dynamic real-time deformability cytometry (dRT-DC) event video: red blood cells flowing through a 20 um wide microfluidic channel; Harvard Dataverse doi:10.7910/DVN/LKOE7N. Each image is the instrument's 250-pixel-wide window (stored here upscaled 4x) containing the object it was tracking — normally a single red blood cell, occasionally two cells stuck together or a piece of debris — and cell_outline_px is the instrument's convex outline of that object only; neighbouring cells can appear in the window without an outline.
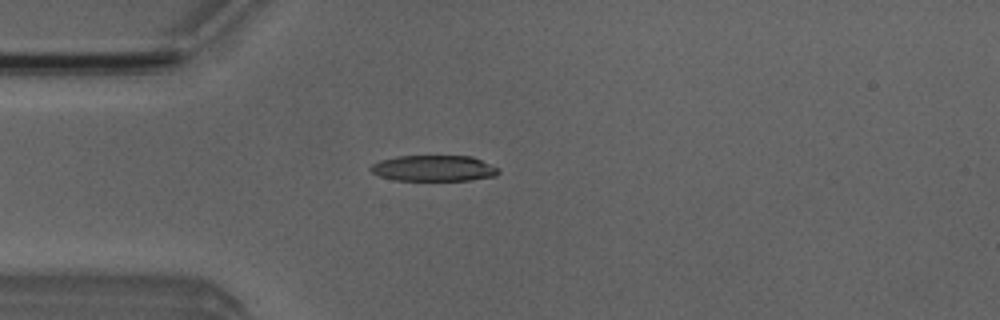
{"species": "Egyptian fruit bat (a non-hibernating species)", "species_latin": "Rousettus aegyptiacus", "temperature_condition": "room temperature", "stored_images_in_passage": 5, "camera_frame_rate_fps": 3000, "um_per_image_px": 0.085, "animal": {"sex": "male"}, "frame": {"image": 1, "passage_image": 4, "time_ms": 3.667, "image_size_px": [1000, 320], "cell_outline_px": [[500, 172], [496, 176], [468, 180], [396, 180], [380, 176], [372, 172], [368, 168], [372, 164], [380, 160], [396, 156], [472, 156], [500, 168]], "centroid_in_image_um": [36.89, 14.3], "position_along_channel_um": 48.1, "area_um2": 19.36}}